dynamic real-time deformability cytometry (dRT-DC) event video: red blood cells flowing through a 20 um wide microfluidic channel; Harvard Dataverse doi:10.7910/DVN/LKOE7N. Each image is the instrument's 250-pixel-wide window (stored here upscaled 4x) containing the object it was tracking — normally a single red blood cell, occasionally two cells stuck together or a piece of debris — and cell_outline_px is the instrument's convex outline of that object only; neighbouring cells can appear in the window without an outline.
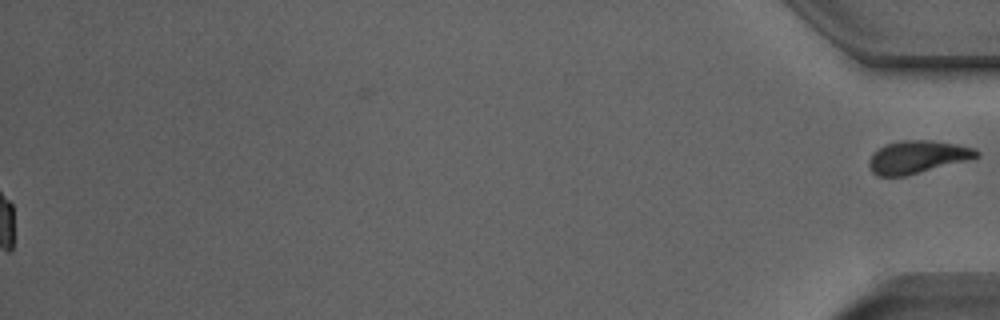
{"species": "Egyptian fruit bat (a non-hibernating species)", "species_latin": "Rousettus aegyptiacus", "temperature_condition": "room temperature", "stored_images_in_passage": 52, "segment_of_instrument_passage": [2, 2], "camera_frame_rate_fps": 3000, "um_per_image_px": 0.085, "animal": {"sex": "male"}, "frame": {"image": 1, "passage_image": 52, "time_ms": 17.0, "image_size_px": [1000, 320], "cell_outline_px": [[980, 156], [972, 160], [904, 176], [876, 176], [868, 168], [868, 160], [872, 152], [884, 144], [900, 140], [932, 140], [956, 144], [976, 148], [980, 152]], "centroid_in_image_um": [77.99, 13.34], "position_along_channel_um": 357.2, "area_um2": 21.04}}